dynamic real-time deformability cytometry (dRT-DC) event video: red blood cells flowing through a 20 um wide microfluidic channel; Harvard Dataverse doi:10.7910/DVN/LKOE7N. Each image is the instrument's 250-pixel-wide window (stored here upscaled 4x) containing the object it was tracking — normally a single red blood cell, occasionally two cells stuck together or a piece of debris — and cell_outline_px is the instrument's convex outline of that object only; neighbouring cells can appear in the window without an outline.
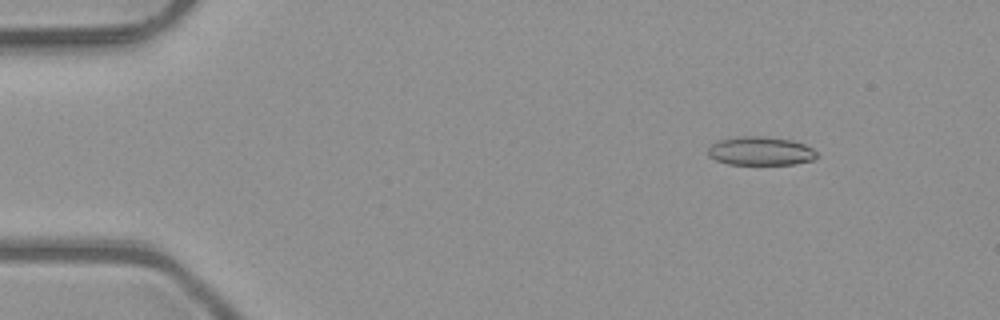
{"species": "common noctule bat (a hibernating species)", "species_latin": "Nyctalus noctula", "temperature_condition": "room temperature", "stored_images_in_passage": 5, "camera_frame_rate_fps": 3000, "um_per_image_px": 0.085, "animal": {"sex": "male", "body_mass_g": 23.1, "forearm_length_mm": 52.7}, "frame": {"image": 1, "passage_image": 1, "time_ms": 0.0, "image_size_px": [1000, 320], "cell_outline_px": [[820, 156], [812, 160], [792, 164], [728, 164], [716, 160], [708, 156], [708, 148], [716, 140], [736, 136], [764, 136], [792, 140], [804, 144], [812, 148]], "centroid_in_image_um": [64.63, 12.82], "position_along_channel_um": 20.4, "area_um2": 18.32}}
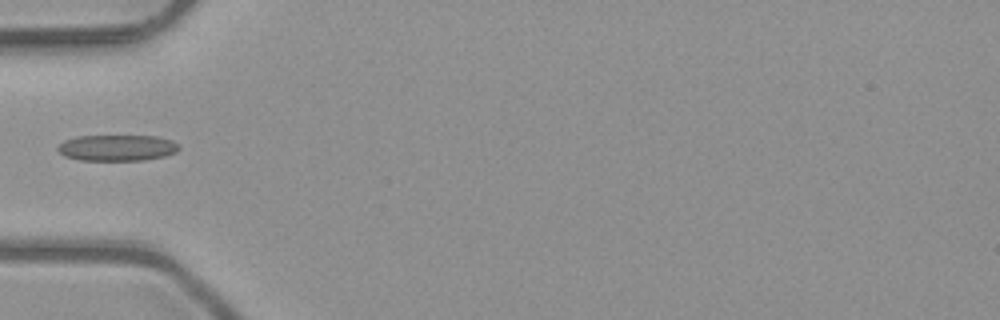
{"frame": {"image": 2, "passage_image": 4, "time_ms": 1.0, "image_size_px": [1000, 320], "cell_outline_px": [[180, 148], [176, 152], [164, 156], [144, 160], [80, 160], [64, 156], [56, 148], [64, 140], [76, 136], [156, 136], [172, 140]], "centroid_in_image_um": [9.94, 12.56], "position_along_channel_um": 75.1, "area_um2": 18.38}}
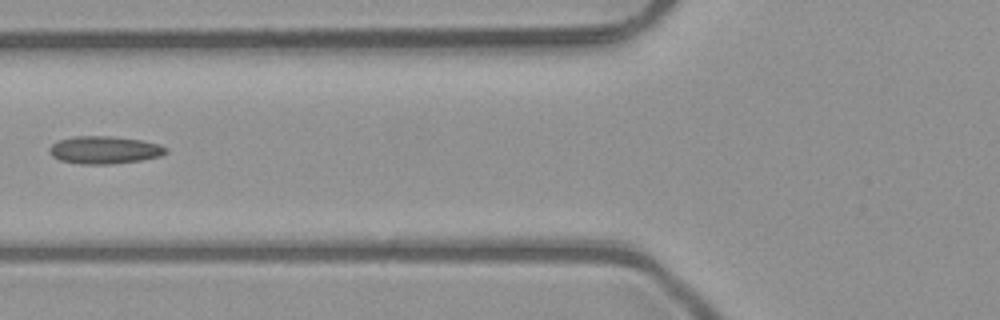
{"frame": {"image": 3, "passage_image": 5, "time_ms": 1.333, "image_size_px": [1000, 320], "cell_outline_px": [[168, 152], [160, 156], [140, 160], [112, 164], [80, 164], [60, 160], [52, 156], [48, 152], [48, 148], [52, 144], [60, 140], [72, 136], [112, 136], [140, 140], [160, 144], [168, 148]], "centroid_in_image_um": [8.87, 12.74], "position_along_channel_um": 116.9, "area_um2": 18.84}}